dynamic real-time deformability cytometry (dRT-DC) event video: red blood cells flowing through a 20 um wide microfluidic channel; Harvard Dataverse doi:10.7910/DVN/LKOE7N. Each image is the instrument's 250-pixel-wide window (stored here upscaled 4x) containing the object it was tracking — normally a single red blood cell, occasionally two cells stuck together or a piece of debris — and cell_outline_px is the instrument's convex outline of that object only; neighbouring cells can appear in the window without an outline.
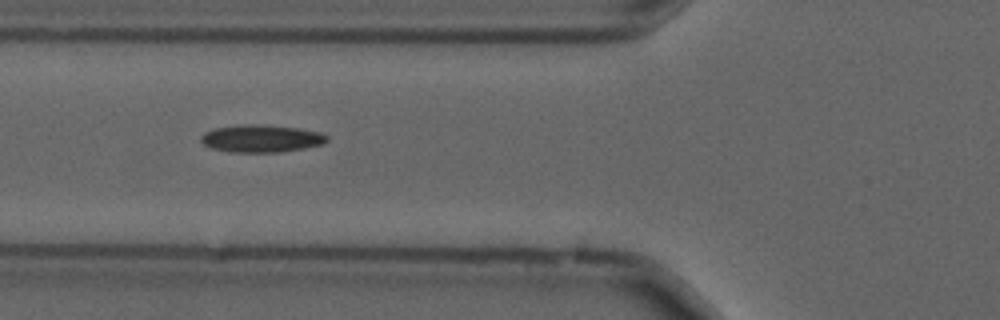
{"species": "common noctule bat (a hibernating species)", "species_latin": "Nyctalus noctula", "temperature_condition": "cold", "stored_images_in_passage": 16, "camera_frame_rate_fps": 3000, "um_per_image_px": 0.085, "animal": {"sex": "male", "forearm_length_mm": 52.5}, "frame": {"image": 1, "passage_image": 3, "time_ms": 0.667, "image_size_px": [1000, 320], "cell_outline_px": [[328, 140], [324, 144], [304, 148], [280, 152], [232, 152], [212, 148], [204, 144], [200, 140], [200, 136], [204, 132], [216, 128], [240, 124], [256, 124], [296, 128], [320, 132], [328, 136]], "centroid_in_image_um": [22.21, 11.77], "position_along_channel_um": 103.6, "area_um2": 20.11}}
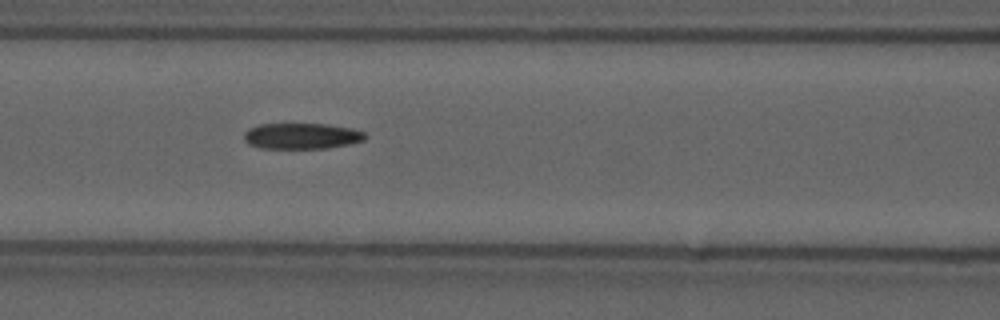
{"frame": {"image": 2, "passage_image": 6, "time_ms": 1.667, "image_size_px": [1000, 320], "cell_outline_px": [[368, 136], [364, 140], [348, 144], [328, 148], [260, 148], [248, 144], [244, 140], [244, 132], [248, 128], [260, 124], [328, 124], [352, 128], [364, 132]], "centroid_in_image_um": [25.63, 11.56], "position_along_channel_um": 141.0, "area_um2": 18.38}}